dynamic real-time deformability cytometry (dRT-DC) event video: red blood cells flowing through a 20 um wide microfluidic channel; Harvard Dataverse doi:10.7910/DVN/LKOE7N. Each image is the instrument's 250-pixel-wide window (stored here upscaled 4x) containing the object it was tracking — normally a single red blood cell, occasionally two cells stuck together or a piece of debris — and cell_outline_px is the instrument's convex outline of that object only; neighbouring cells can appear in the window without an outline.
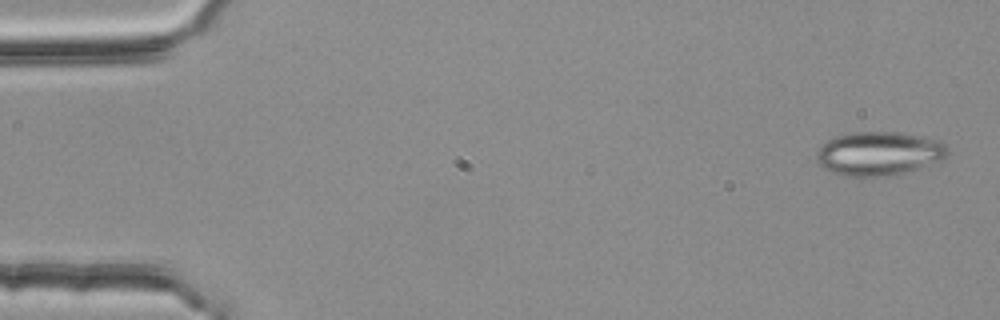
{"species": "common noctule bat (a hibernating species)", "species_latin": "Nyctalus noctula", "temperature_condition": "room temperature", "stored_images_in_passage": 4, "camera_frame_rate_fps": 3000, "um_per_image_px": 0.085, "animal": {"sex": "female", "body_mass_g": 25.1}, "frame": {"image": 1, "passage_image": 1, "time_ms": 0.0, "image_size_px": [1000, 320], "cell_outline_px": [[948, 156], [940, 160], [904, 172], [888, 176], [844, 176], [832, 172], [824, 168], [816, 160], [816, 152], [828, 140], [836, 136], [852, 132], [896, 132], [916, 136], [944, 144], [948, 148]], "centroid_in_image_um": [74.64, 13.06], "position_along_channel_um": 10.4, "area_um2": 32.77}}